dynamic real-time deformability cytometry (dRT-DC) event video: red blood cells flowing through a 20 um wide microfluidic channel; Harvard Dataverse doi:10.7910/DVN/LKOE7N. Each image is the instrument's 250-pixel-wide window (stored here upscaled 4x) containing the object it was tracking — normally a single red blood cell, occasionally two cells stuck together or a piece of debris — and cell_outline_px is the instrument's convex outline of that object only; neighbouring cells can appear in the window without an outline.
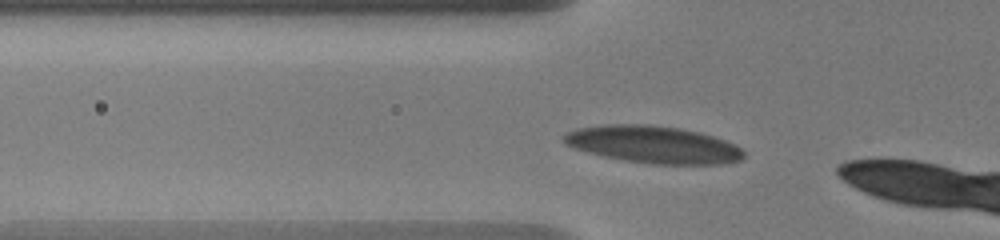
{"species": "human", "species_latin": "Homo sapiens", "temperature_condition": "warm", "stored_images_in_passage": 11, "camera_frame_rate_fps": 3000, "um_per_image_px": 0.085, "donor": {"sex": "male"}, "frame": {"image": 1, "passage_image": 5, "time_ms": 0.667, "image_size_px": [1000, 240], "cell_outline_px": [[744, 156], [740, 160], [720, 164], [656, 164], [628, 160], [604, 156], [588, 152], [564, 144], [560, 136], [576, 128], [604, 124], [648, 124], [680, 128], [700, 132], [736, 144], [744, 152]], "centroid_in_image_um": [55.51, 12.27], "position_along_channel_um": 70.3, "area_um2": 38.96}}